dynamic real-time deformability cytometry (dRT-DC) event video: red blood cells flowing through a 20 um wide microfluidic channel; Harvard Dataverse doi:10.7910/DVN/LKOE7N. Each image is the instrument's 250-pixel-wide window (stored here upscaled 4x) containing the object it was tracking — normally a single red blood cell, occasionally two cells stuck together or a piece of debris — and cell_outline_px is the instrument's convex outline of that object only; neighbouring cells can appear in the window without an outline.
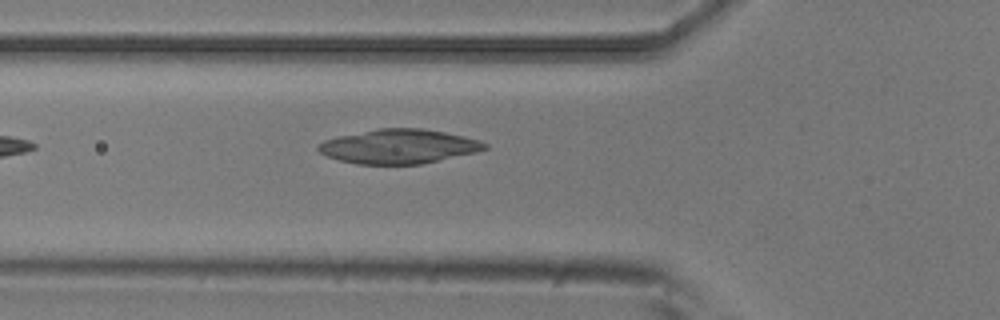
{"species": "common noctule bat (a hibernating species)", "species_latin": "Nyctalus noctula", "temperature_condition": "room temperature", "stored_images_in_passage": 5, "camera_frame_rate_fps": 3000, "um_per_image_px": 0.085, "animal": {"sex": "male", "body_mass_g": 20.5, "forearm_length_mm": 52.5}, "frame": {"image": 1, "passage_image": 5, "time_ms": 1.333, "image_size_px": [1000, 320], "cell_outline_px": [[488, 148], [476, 152], [420, 164], [356, 164], [340, 160], [328, 156], [320, 152], [316, 148], [324, 140], [336, 136], [376, 128], [420, 128], [444, 132], [464, 136], [480, 140], [488, 144]], "centroid_in_image_um": [33.89, 12.43], "position_along_channel_um": 91.9, "area_um2": 33.23}}